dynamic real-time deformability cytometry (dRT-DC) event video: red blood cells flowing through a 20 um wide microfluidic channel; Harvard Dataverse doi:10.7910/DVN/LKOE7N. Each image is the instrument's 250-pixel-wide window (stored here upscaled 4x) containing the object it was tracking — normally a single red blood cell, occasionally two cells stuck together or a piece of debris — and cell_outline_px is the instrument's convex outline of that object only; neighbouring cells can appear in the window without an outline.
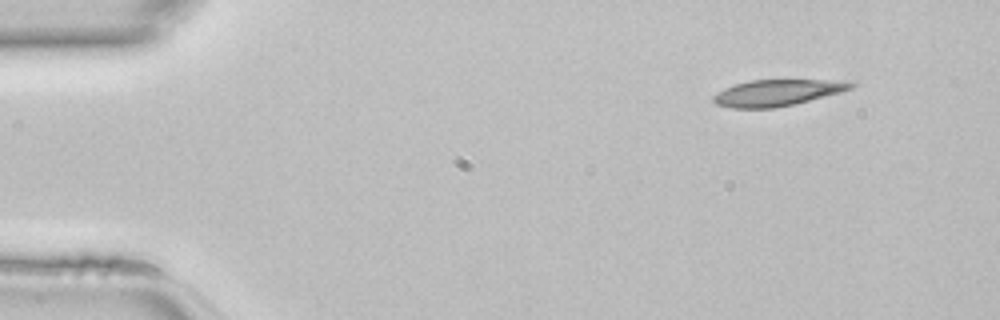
{"species": "common noctule bat (a hibernating species)", "species_latin": "Nyctalus noctula", "temperature_condition": "room temperature", "stored_images_in_passage": 42, "camera_frame_rate_fps": 3000, "um_per_image_px": 0.085, "animal": {"sex": "female", "body_mass_g": 22.7, "forearm_length_mm": 54.2}, "frame": {"image": 1, "passage_image": 1, "time_ms": 0.0, "image_size_px": [1000, 320], "cell_outline_px": [[856, 84], [852, 88], [840, 92], [776, 108], [732, 108], [716, 104], [712, 100], [712, 96], [724, 88], [748, 80], [844, 80]], "centroid_in_image_um": [66.03, 7.87], "position_along_channel_um": 19.0, "area_um2": 20.92}}
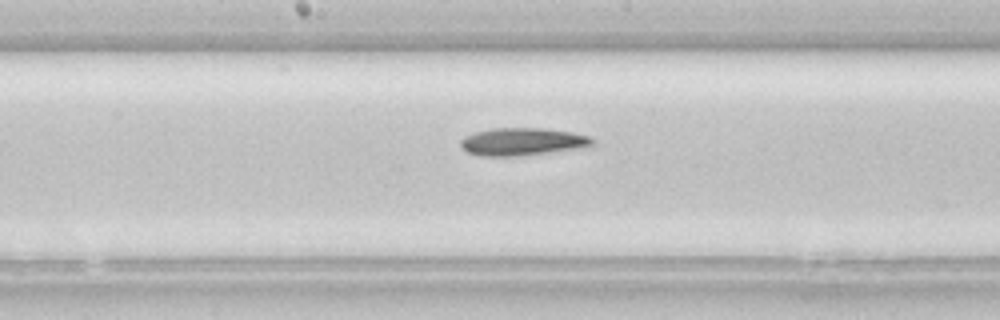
{"frame": {"image": 2, "passage_image": 20, "time_ms": 6.333, "image_size_px": [1000, 320], "cell_outline_px": [[596, 144], [584, 148], [520, 156], [480, 156], [468, 152], [460, 148], [460, 140], [464, 136], [476, 132], [492, 128], [540, 128], [572, 132], [588, 136], [596, 140]], "centroid_in_image_um": [44.43, 12.05], "position_along_channel_um": 203.8, "area_um2": 21.5}}
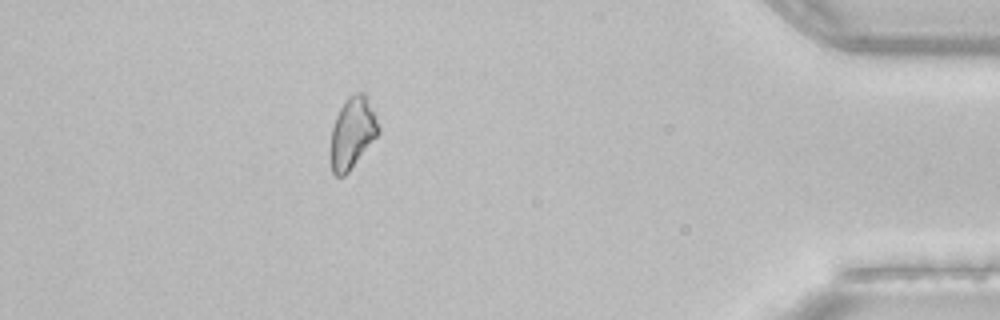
{"frame": {"image": 3, "passage_image": 37, "time_ms": 12.0, "image_size_px": [1000, 320], "cell_outline_px": [[380, 132], [348, 172], [344, 176], [336, 176], [332, 172], [328, 152], [332, 128], [336, 116], [344, 100], [348, 96], [356, 92], [364, 92], [368, 96], [380, 128]], "centroid_in_image_um": [29.92, 11.28], "position_along_channel_um": 405.3, "area_um2": 20.23}}